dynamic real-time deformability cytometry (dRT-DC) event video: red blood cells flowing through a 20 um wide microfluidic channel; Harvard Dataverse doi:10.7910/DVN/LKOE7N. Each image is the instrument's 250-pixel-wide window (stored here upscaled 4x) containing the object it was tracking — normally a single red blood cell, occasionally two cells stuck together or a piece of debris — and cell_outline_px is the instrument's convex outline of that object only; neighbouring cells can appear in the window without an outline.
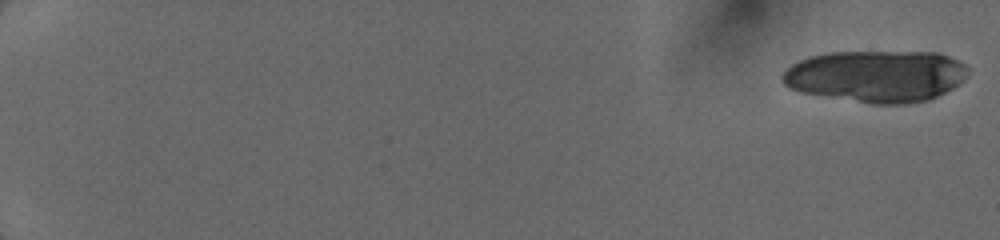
{"species": "human", "species_latin": "Homo sapiens", "temperature_condition": "cold", "stored_images_in_passage": 12, "camera_frame_rate_fps": 3000, "um_per_image_px": 0.085, "donor": {"sex": "female"}, "frame": {"image": 1, "passage_image": 1, "time_ms": 0.0, "image_size_px": [1000, 240], "cell_outline_px": [[968, 68], [964, 80], [952, 88], [928, 100], [908, 104], [872, 104], [800, 92], [788, 88], [780, 80], [780, 76], [792, 64], [800, 60], [812, 56], [828, 52], [936, 52], [948, 56], [964, 64]], "centroid_in_image_um": [74.45, 6.48], "position_along_channel_um": 10.6, "area_um2": 56.12}}
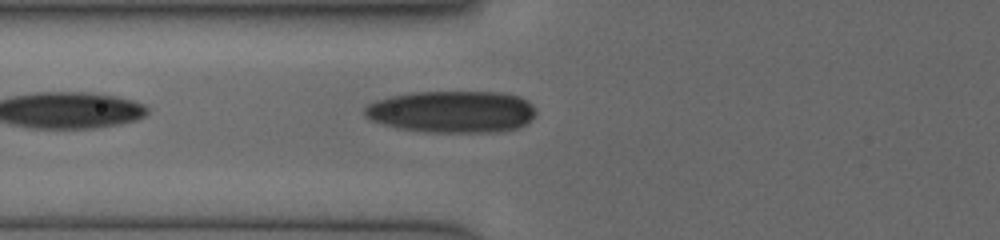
{"frame": {"image": 2, "passage_image": 12, "time_ms": 7.333, "image_size_px": [1000, 240], "cell_outline_px": [[536, 112], [520, 128], [500, 132], [424, 132], [400, 128], [384, 124], [372, 120], [364, 116], [364, 108], [368, 104], [376, 100], [392, 96], [416, 92], [504, 92], [520, 96], [528, 100], [532, 104]], "centroid_in_image_um": [38.44, 9.49], "position_along_channel_um": 87.4, "area_um2": 41.96}}